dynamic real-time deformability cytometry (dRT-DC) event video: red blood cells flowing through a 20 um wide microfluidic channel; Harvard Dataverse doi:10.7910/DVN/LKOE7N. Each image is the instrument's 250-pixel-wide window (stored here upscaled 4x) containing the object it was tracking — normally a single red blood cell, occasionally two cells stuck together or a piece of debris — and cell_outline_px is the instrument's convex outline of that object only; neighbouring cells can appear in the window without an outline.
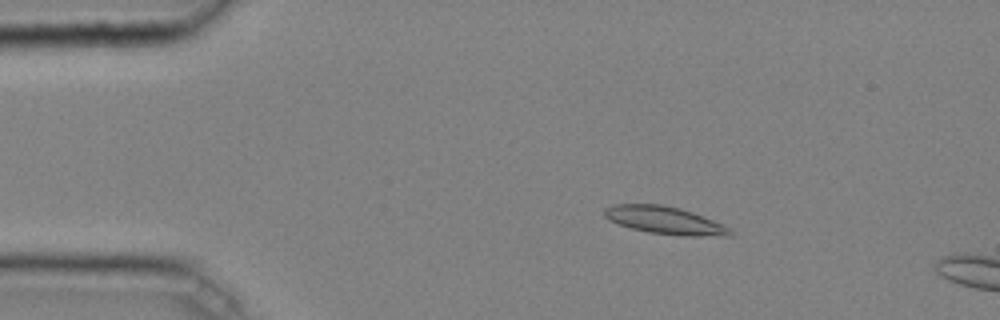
{"species": "common noctule bat (a hibernating species)", "species_latin": "Nyctalus noctula", "temperature_condition": "cold", "stored_images_in_passage": 7, "camera_frame_rate_fps": 3000, "um_per_image_px": 0.085, "animal": {"sex": "male", "body_mass_g": 20.4}, "frame": {"image": 1, "passage_image": 4, "time_ms": 1.0, "image_size_px": [1000, 320], "cell_outline_px": [[732, 236], [684, 236], [648, 232], [632, 228], [608, 220], [604, 216], [604, 208], [612, 204], [660, 204], [680, 208], [692, 212], [732, 228]], "centroid_in_image_um": [56.51, 18.73], "position_along_channel_um": 28.5, "area_um2": 20.23}}